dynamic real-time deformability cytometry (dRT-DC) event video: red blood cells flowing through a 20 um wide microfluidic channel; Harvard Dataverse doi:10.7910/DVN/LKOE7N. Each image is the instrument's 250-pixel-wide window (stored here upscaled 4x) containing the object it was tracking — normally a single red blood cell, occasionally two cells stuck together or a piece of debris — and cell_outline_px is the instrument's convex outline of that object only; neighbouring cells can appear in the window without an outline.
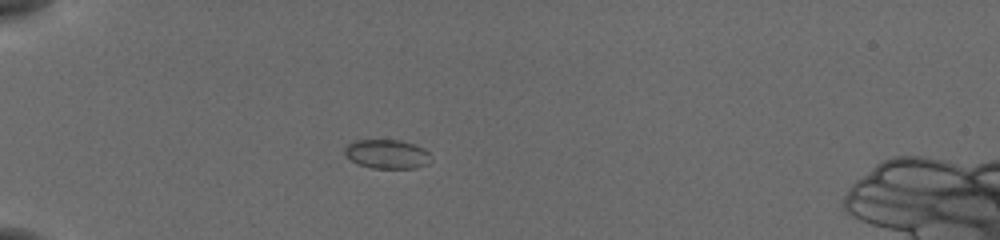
{"species": "common noctule bat (a hibernating species)", "species_latin": "Nyctalus noctula", "temperature_condition": "cold", "stored_images_in_passage": 35, "camera_frame_rate_fps": 3000, "um_per_image_px": 0.085, "animal": {"sex": "female", "body_mass_g": 19.5, "forearm_length_mm": 54.1}, "frame": {"image": 1, "passage_image": 1, "time_ms": 0.0, "image_size_px": [1000, 240], "cell_outline_px": [[432, 160], [428, 164], [416, 168], [372, 168], [360, 164], [352, 160], [344, 152], [344, 148], [348, 144], [356, 140], [400, 140], [424, 148], [428, 152]], "centroid_in_image_um": [32.93, 13.1], "position_along_channel_um": 52.1, "area_um2": 14.51}}
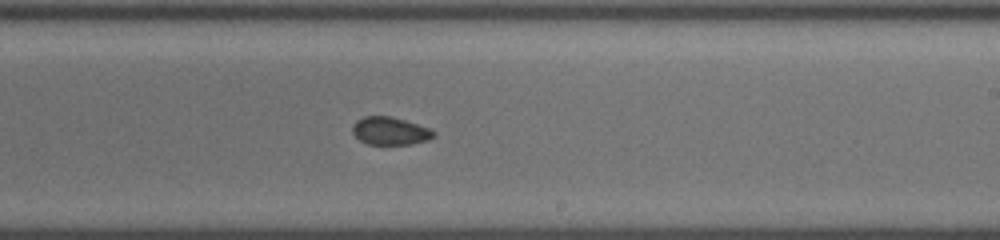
{"frame": {"image": 2, "passage_image": 15, "time_ms": 4.667, "image_size_px": [1000, 240], "cell_outline_px": [[436, 136], [428, 140], [412, 144], [368, 144], [360, 140], [352, 132], [352, 124], [356, 120], [364, 116], [388, 116], [404, 120], [428, 128], [436, 132]], "centroid_in_image_um": [33.15, 11.13], "position_along_channel_um": 255.9, "area_um2": 13.12}}
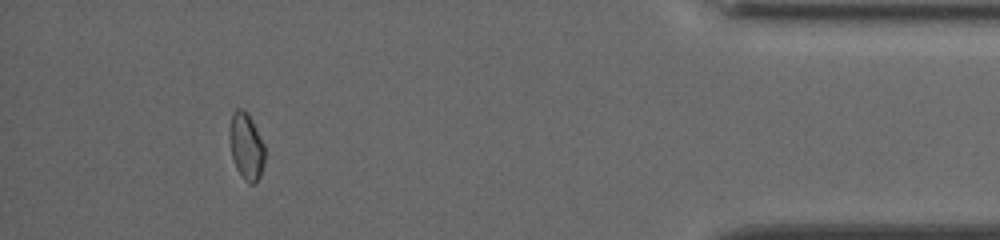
{"frame": {"image": 3, "passage_image": 31, "time_ms": 10.0, "image_size_px": [1000, 240], "cell_outline_px": [[264, 164], [260, 176], [252, 184], [244, 180], [236, 168], [232, 156], [228, 136], [232, 112], [236, 108], [244, 108], [248, 112], [264, 144]], "centroid_in_image_um": [20.91, 12.39], "position_along_channel_um": 414.3, "area_um2": 13.81}, "authors_computed_cell_mechanics": {"area_um2": 13.8142, "velocity_mm_per_s": 3.8245, "shape_relaxation_time_tau1_ms": null, "shape_relaxation_time_tau2_ms": 2.5152, "deformation_change_tau1": null, "deformation_change_tau2": 0.0487}}